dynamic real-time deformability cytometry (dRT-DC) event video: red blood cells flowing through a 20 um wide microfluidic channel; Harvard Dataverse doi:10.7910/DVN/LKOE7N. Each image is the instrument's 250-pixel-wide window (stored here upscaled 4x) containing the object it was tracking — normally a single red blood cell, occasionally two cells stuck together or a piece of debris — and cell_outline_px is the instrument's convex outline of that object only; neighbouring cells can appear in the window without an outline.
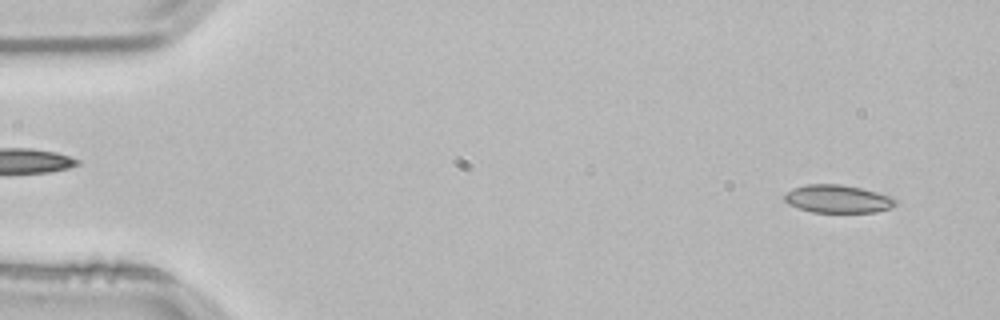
{"species": "common noctule bat (a hibernating species)", "species_latin": "Nyctalus noctula", "temperature_condition": "room temperature", "stored_images_in_passage": 15, "camera_frame_rate_fps": 3000, "um_per_image_px": 0.085, "animal": {"sex": "male", "body_mass_g": 21.5, "forearm_length_mm": 52.0}, "frame": {"image": 1, "passage_image": 3, "time_ms": 0.667, "image_size_px": [1000, 320], "cell_outline_px": [[896, 204], [892, 208], [876, 212], [812, 212], [788, 204], [784, 200], [784, 192], [792, 188], [804, 184], [840, 184], [860, 188], [876, 192], [888, 196], [896, 200]], "centroid_in_image_um": [71.16, 16.9], "position_along_channel_um": 13.8, "area_um2": 18.09}}
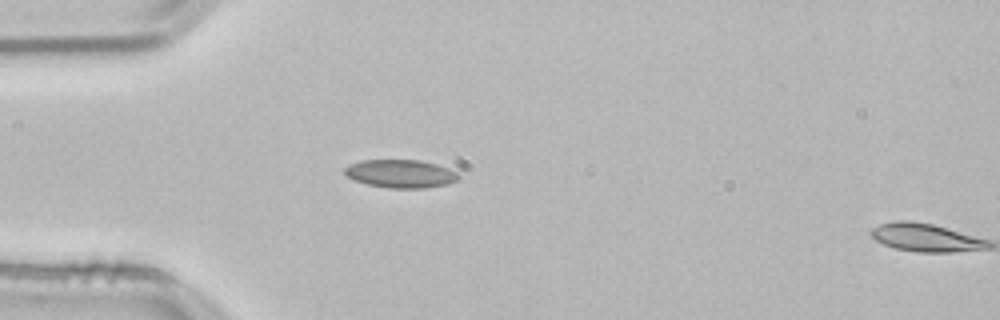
{"frame": {"image": 2, "passage_image": 14, "time_ms": 4.333, "image_size_px": [1000, 320], "cell_outline_px": [[460, 180], [448, 184], [424, 188], [388, 188], [368, 184], [352, 180], [344, 176], [344, 168], [360, 160], [420, 160], [436, 164], [448, 168], [456, 172], [460, 176]], "centroid_in_image_um": [34.05, 14.77], "position_along_channel_um": 51.0, "area_um2": 18.84}}